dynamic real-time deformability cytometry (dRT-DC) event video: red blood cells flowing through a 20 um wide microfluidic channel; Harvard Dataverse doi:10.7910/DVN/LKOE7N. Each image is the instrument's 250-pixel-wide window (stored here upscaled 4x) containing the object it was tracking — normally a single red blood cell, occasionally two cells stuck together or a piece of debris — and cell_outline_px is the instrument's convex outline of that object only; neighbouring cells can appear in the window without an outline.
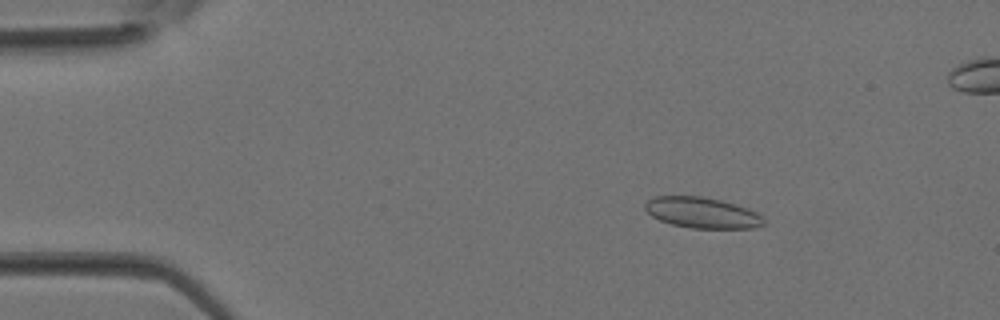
{"species": "Egyptian fruit bat (a non-hibernating species)", "species_latin": "Rousettus aegyptiacus", "temperature_condition": "room temperature", "stored_images_in_passage": 38, "segment_of_instrument_passage": [1, 2], "camera_frame_rate_fps": 3000, "um_per_image_px": 0.085, "animal": {"sex": "female"}, "frame": {"image": 1, "passage_image": 6, "time_ms": 1.667, "image_size_px": [1000, 320], "cell_outline_px": [[764, 224], [756, 228], [692, 228], [672, 224], [660, 220], [652, 216], [644, 208], [644, 204], [648, 200], [656, 196], [700, 196], [720, 200], [748, 208], [756, 212], [764, 220]], "centroid_in_image_um": [59.67, 18.08], "position_along_channel_um": 25.3, "area_um2": 21.15}}
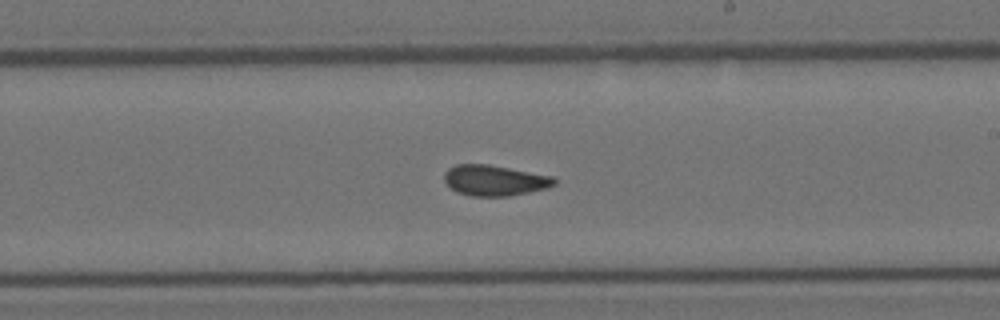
{"frame": {"image": 2, "passage_image": 22, "time_ms": 7.0, "image_size_px": [1000, 320], "cell_outline_px": [[556, 184], [548, 188], [508, 196], [472, 196], [456, 192], [444, 180], [444, 172], [448, 168], [456, 164], [488, 164], [552, 176], [556, 180]], "centroid_in_image_um": [42.03, 15.33], "position_along_channel_um": 247.0, "area_um2": 19.59}}
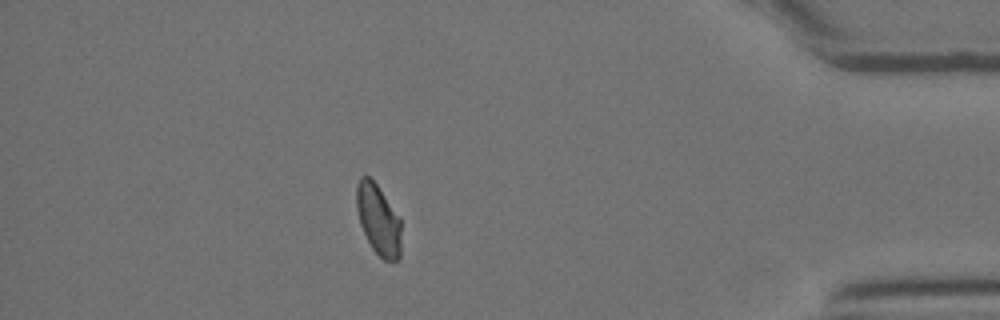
{"frame": {"image": 3, "passage_image": 33, "time_ms": 10.667, "image_size_px": [1000, 320], "cell_outline_px": [[400, 256], [396, 260], [384, 260], [372, 248], [360, 224], [356, 208], [356, 184], [360, 176], [368, 176], [376, 184], [400, 216]], "centroid_in_image_um": [32.15, 18.64], "position_along_channel_um": 403.1, "area_um2": 18.26}}